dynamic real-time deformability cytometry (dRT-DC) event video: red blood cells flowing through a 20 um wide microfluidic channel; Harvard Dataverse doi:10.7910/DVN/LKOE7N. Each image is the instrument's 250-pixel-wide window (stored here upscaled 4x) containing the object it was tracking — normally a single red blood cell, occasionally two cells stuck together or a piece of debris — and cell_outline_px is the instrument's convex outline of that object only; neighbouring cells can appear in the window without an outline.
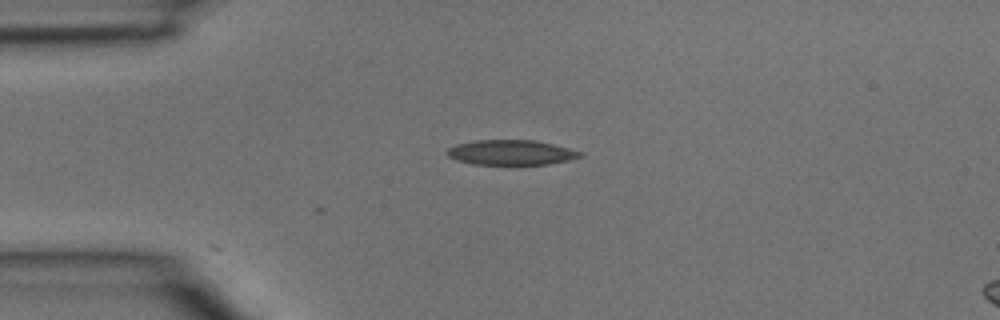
{"species": "common noctule bat (a hibernating species)", "species_latin": "Nyctalus noctula", "temperature_condition": "room temperature", "stored_images_in_passage": 2, "camera_frame_rate_fps": 3000, "um_per_image_px": 0.085, "animal": {"sex": "male", "body_mass_g": 15.6}, "frame": {"image": 1, "passage_image": 1, "time_ms": 0.0, "image_size_px": [1000, 320], "cell_outline_px": [[584, 156], [568, 160], [548, 164], [516, 168], [472, 164], [456, 160], [448, 156], [444, 152], [448, 148], [456, 144], [476, 140], [536, 140], [584, 152]], "centroid_in_image_um": [43.43, 13.01], "position_along_channel_um": 41.6, "area_um2": 20.52}}